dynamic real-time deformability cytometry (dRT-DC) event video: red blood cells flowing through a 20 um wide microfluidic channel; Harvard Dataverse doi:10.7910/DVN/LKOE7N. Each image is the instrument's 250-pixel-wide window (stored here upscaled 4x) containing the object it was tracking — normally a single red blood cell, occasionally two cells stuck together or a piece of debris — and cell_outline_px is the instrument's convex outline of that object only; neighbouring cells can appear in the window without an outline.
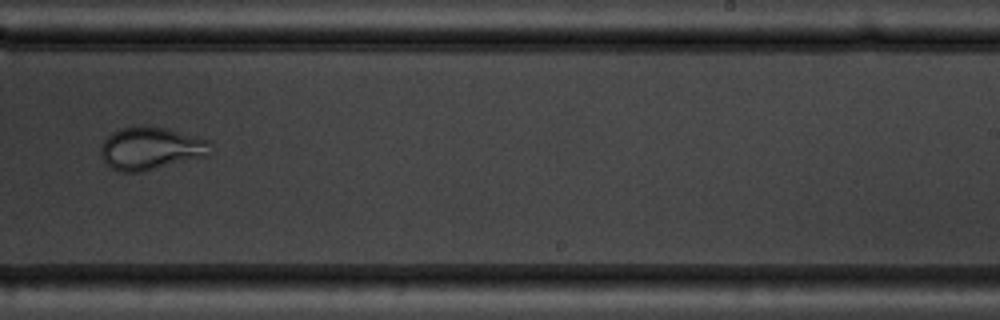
{"species": "common noctule bat (a hibernating species)", "species_latin": "Nyctalus noctula", "temperature_condition": "warm", "stored_images_in_passage": 12, "camera_frame_rate_fps": 3000, "um_per_image_px": 0.085, "animal": {"sex": "male", "body_mass_g": 19.5, "forearm_length_mm": 54.6}, "frame": {"image": 1, "passage_image": 7, "time_ms": 7.0, "image_size_px": [1000, 320], "cell_outline_px": [[212, 144], [208, 156], [140, 172], [120, 172], [104, 164], [100, 156], [100, 148], [104, 140], [112, 132], [120, 128], [164, 128], [208, 140]], "centroid_in_image_um": [12.79, 12.66], "position_along_channel_um": 276.2, "area_um2": 26.88}}